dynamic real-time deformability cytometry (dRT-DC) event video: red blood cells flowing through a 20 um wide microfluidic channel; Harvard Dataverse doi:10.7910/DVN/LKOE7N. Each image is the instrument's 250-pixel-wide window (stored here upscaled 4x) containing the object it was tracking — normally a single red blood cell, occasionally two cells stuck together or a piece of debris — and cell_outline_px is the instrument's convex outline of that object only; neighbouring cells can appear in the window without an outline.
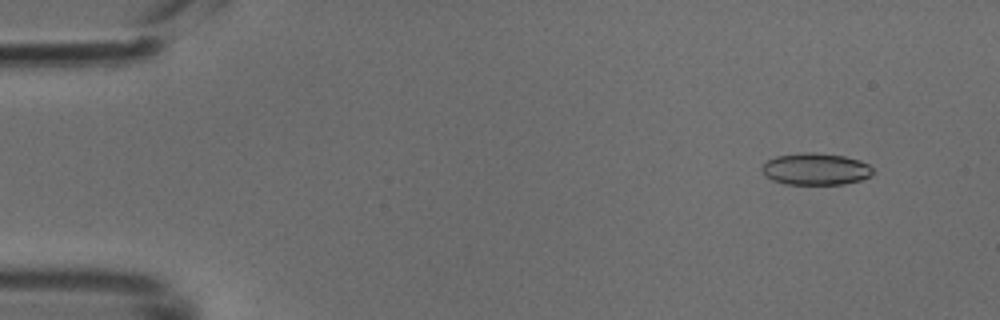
{"species": "common noctule bat (a hibernating species)", "species_latin": "Nyctalus noctula", "temperature_condition": "cold", "stored_images_in_passage": 50, "camera_frame_rate_fps": 3000, "um_per_image_px": 0.085, "animal": {"sex": "male", "body_mass_g": 18.8}, "frame": {"image": 1, "passage_image": 5, "time_ms": 1.333, "image_size_px": [1000, 320], "cell_outline_px": [[872, 176], [860, 180], [844, 184], [788, 184], [772, 180], [760, 168], [768, 160], [776, 156], [804, 152], [812, 152], [844, 156], [860, 160], [868, 164], [872, 168]], "centroid_in_image_um": [69.36, 14.36], "position_along_channel_um": 15.6, "area_um2": 20.46}}
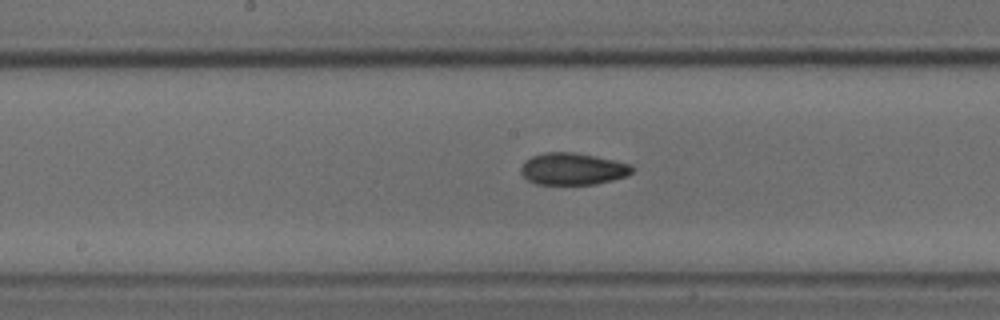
{"frame": {"image": 2, "passage_image": 26, "time_ms": 8.333, "image_size_px": [1000, 320], "cell_outline_px": [[632, 172], [628, 176], [596, 184], [536, 184], [528, 180], [520, 172], [520, 168], [524, 160], [532, 156], [544, 152], [572, 152], [632, 164]], "centroid_in_image_um": [48.65, 14.36], "position_along_channel_um": 199.6, "area_um2": 20.63}}
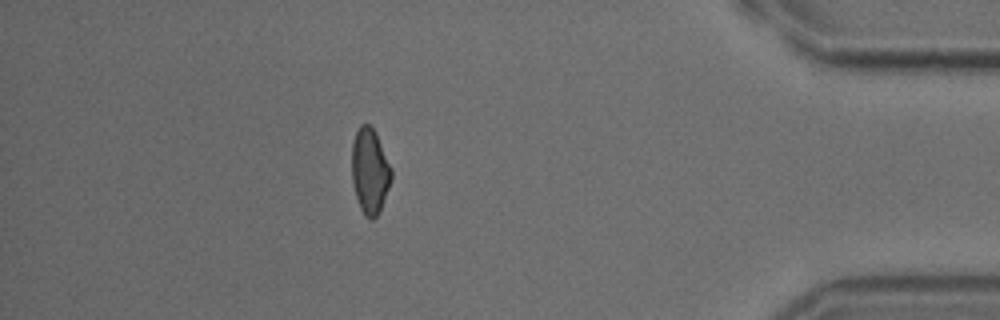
{"frame": {"image": 3, "passage_image": 44, "time_ms": 14.333, "image_size_px": [1000, 320], "cell_outline_px": [[392, 176], [380, 212], [372, 220], [368, 220], [364, 216], [360, 208], [356, 196], [352, 180], [352, 144], [356, 132], [360, 124], [368, 124], [376, 132], [392, 168]], "centroid_in_image_um": [31.44, 14.55], "position_along_channel_um": 403.8, "area_um2": 19.77}}